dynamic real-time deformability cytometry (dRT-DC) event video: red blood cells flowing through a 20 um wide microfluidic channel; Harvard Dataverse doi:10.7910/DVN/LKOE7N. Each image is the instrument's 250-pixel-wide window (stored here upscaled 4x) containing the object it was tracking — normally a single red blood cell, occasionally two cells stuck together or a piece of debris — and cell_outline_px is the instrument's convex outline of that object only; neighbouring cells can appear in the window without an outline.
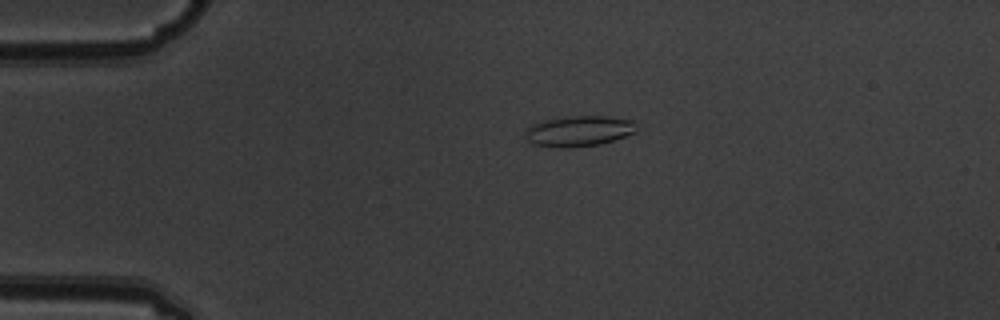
{"species": "common noctule bat (a hibernating species)", "species_latin": "Nyctalus noctula", "temperature_condition": "warm", "stored_images_in_passage": 4, "camera_frame_rate_fps": 3000, "um_per_image_px": 0.085, "animal": {"sex": "male", "body_mass_g": 19.5, "forearm_length_mm": 54.6}, "frame": {"image": 1, "passage_image": 3, "time_ms": 0.667, "image_size_px": [1000, 320], "cell_outline_px": [[636, 132], [600, 144], [572, 148], [560, 148], [532, 144], [524, 136], [528, 128], [532, 124], [540, 120], [568, 116], [604, 116], [632, 120]], "centroid_in_image_um": [49.14, 11.14], "position_along_channel_um": 35.9, "area_um2": 19.83}}